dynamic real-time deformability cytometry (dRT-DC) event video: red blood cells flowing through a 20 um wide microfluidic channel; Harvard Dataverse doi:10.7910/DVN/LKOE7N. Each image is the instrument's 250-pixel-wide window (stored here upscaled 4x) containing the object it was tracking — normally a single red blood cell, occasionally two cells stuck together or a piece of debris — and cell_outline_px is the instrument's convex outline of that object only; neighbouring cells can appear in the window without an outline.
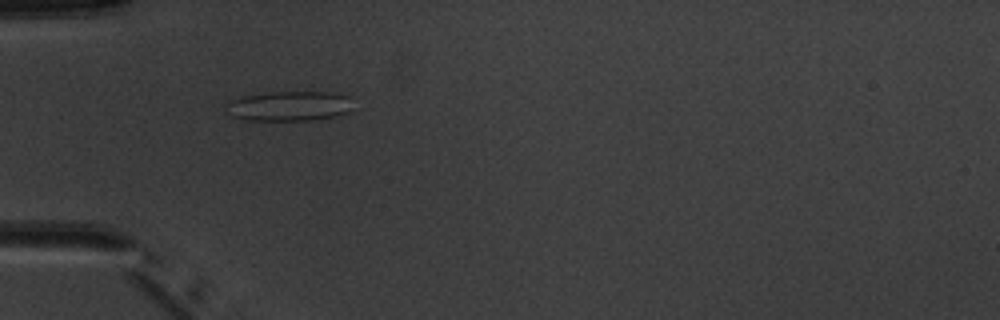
{"species": "common noctule bat (a hibernating species)", "species_latin": "Nyctalus noctula", "temperature_condition": "warm", "stored_images_in_passage": 5, "camera_frame_rate_fps": 3000, "um_per_image_px": 0.085, "animal": {"sex": "male", "body_mass_g": 20.1, "forearm_length_mm": 53.5}, "frame": {"image": 1, "passage_image": 4, "time_ms": 4.667, "image_size_px": [1000, 320], "cell_outline_px": [[352, 96], [348, 112], [336, 116], [312, 120], [248, 120], [232, 116], [224, 112], [224, 108], [228, 100], [240, 96], [268, 92], [328, 92]], "centroid_in_image_um": [24.51, 9.0], "position_along_channel_um": 60.5, "area_um2": 22.37}}
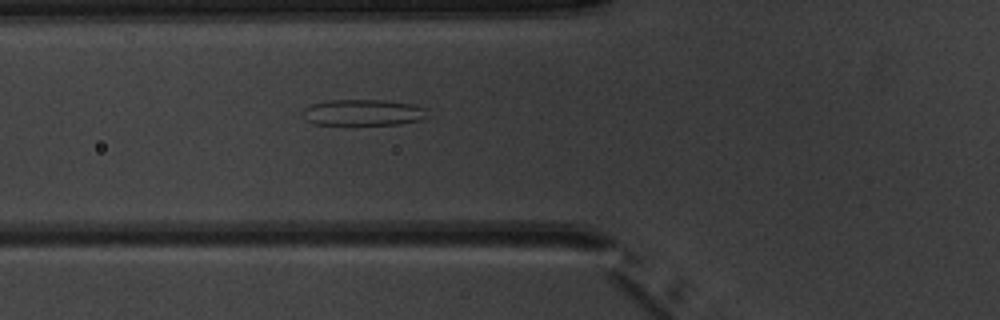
{"frame": {"image": 2, "passage_image": 5, "time_ms": 5.667, "image_size_px": [1000, 320], "cell_outline_px": [[424, 116], [420, 120], [400, 124], [316, 124], [308, 120], [304, 108], [312, 104], [328, 100], [384, 100], [412, 104], [424, 108]], "centroid_in_image_um": [30.87, 9.55], "position_along_channel_um": 94.9, "area_um2": 18.44}}